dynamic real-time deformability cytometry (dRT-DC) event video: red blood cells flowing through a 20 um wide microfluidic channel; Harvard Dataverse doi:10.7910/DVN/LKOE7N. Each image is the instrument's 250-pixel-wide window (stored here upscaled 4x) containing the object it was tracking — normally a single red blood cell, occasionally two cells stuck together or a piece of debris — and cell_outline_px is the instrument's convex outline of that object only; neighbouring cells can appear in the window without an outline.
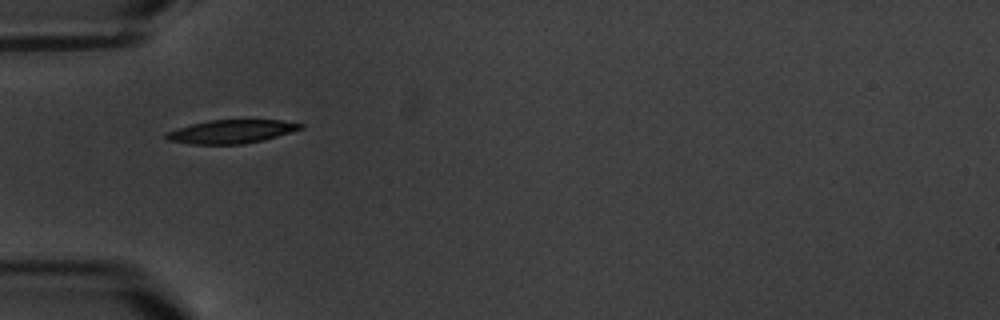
{"species": "common noctule bat (a hibernating species)", "species_latin": "Nyctalus noctula", "temperature_condition": "warm", "stored_images_in_passage": 2, "camera_frame_rate_fps": 3000, "um_per_image_px": 0.085, "animal": {"sex": "male", "body_mass_g": 20.1, "forearm_length_mm": 53.5}, "frame": {"image": 1, "passage_image": 1, "time_ms": 0.0, "image_size_px": [1000, 320], "cell_outline_px": [[304, 128], [264, 140], [244, 144], [192, 144], [168, 140], [164, 136], [168, 132], [176, 128], [208, 120], [280, 120], [304, 124]], "centroid_in_image_um": [19.68, 11.18], "position_along_channel_um": 65.3, "area_um2": 18.32}}